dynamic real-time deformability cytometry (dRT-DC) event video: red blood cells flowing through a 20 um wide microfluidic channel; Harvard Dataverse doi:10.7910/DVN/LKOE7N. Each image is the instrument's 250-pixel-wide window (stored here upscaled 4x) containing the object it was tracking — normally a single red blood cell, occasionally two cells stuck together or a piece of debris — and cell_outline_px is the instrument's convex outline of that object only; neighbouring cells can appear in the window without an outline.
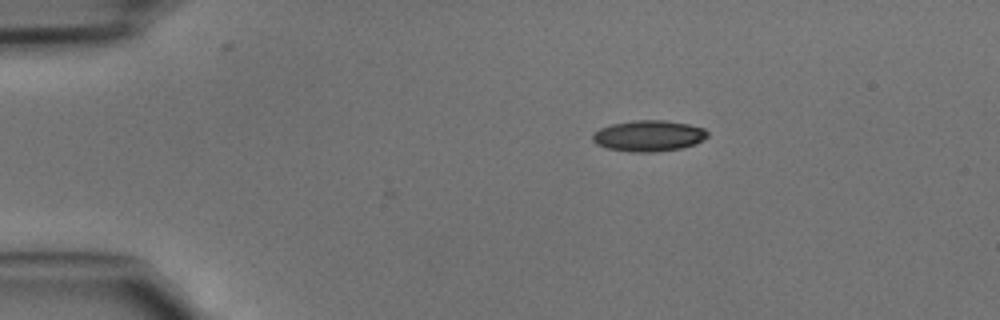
{"species": "common noctule bat (a hibernating species)", "species_latin": "Nyctalus noctula", "temperature_condition": "cold", "stored_images_in_passage": 29, "camera_frame_rate_fps": 3000, "um_per_image_px": 0.085, "animal": {"sex": "male", "body_mass_g": 15.6}, "frame": {"image": 1, "passage_image": 1, "time_ms": 0.0, "image_size_px": [1000, 320], "cell_outline_px": [[708, 136], [704, 140], [696, 144], [680, 148], [656, 152], [632, 152], [608, 148], [596, 144], [592, 140], [592, 132], [600, 128], [612, 124], [636, 120], [664, 120], [688, 124], [704, 128], [708, 132]], "centroid_in_image_um": [55.14, 11.55], "position_along_channel_um": 29.9, "area_um2": 20.87}}
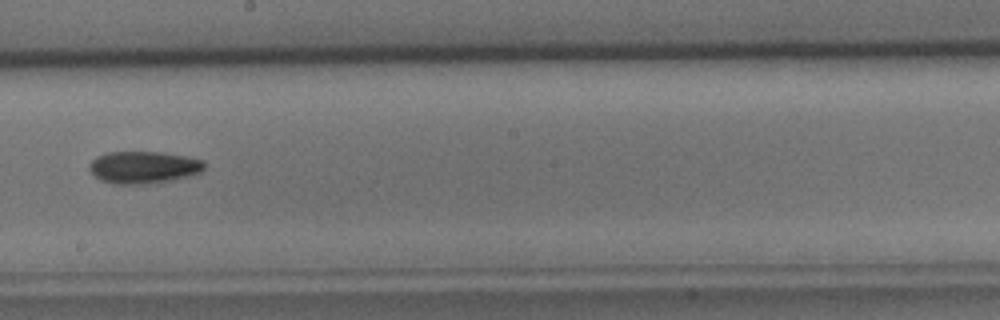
{"frame": {"image": 2, "passage_image": 19, "time_ms": 6.0, "image_size_px": [1000, 320], "cell_outline_px": [[204, 168], [200, 172], [188, 176], [156, 184], [112, 184], [100, 180], [88, 168], [88, 164], [96, 156], [108, 152], [160, 152], [188, 156], [204, 160]], "centroid_in_image_um": [12.19, 14.22], "position_along_channel_um": 236.0, "area_um2": 21.85}}
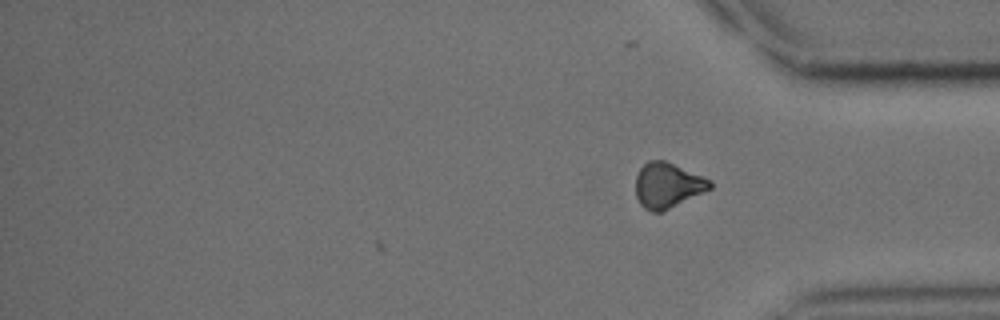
{"frame": {"image": 3, "passage_image": 29, "time_ms": 9.333, "image_size_px": [1000, 320], "cell_outline_px": [[712, 188], [660, 212], [652, 212], [644, 208], [640, 204], [636, 196], [636, 176], [640, 168], [648, 160], [664, 160], [712, 180]], "centroid_in_image_um": [56.73, 15.74], "position_along_channel_um": 378.5, "area_um2": 19.36}}